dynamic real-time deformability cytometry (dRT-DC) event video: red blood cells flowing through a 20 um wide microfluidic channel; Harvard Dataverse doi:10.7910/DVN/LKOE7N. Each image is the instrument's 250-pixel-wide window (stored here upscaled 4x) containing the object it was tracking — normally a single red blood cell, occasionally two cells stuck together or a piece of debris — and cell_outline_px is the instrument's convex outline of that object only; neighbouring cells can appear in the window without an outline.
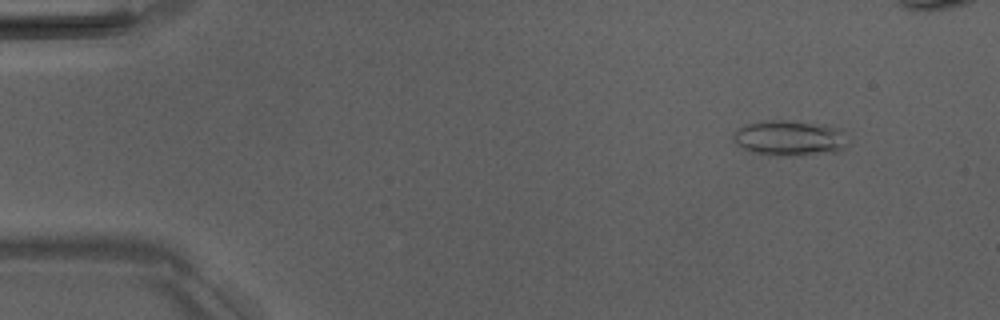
{"species": "Egyptian fruit bat (a non-hibernating species)", "species_latin": "Rousettus aegyptiacus", "temperature_condition": "room temperature", "stored_images_in_passage": 7, "camera_frame_rate_fps": 3000, "um_per_image_px": 0.085, "animal": {"sex": "male"}, "frame": {"image": 1, "passage_image": 2, "time_ms": 1.0, "image_size_px": [1000, 320], "cell_outline_px": [[848, 144], [836, 152], [780, 156], [776, 156], [756, 152], [744, 148], [736, 144], [732, 140], [732, 132], [748, 124], [768, 120], [780, 120], [824, 124], [840, 128]], "centroid_in_image_um": [67.1, 11.73], "position_along_channel_um": 17.9, "area_um2": 23.41}}